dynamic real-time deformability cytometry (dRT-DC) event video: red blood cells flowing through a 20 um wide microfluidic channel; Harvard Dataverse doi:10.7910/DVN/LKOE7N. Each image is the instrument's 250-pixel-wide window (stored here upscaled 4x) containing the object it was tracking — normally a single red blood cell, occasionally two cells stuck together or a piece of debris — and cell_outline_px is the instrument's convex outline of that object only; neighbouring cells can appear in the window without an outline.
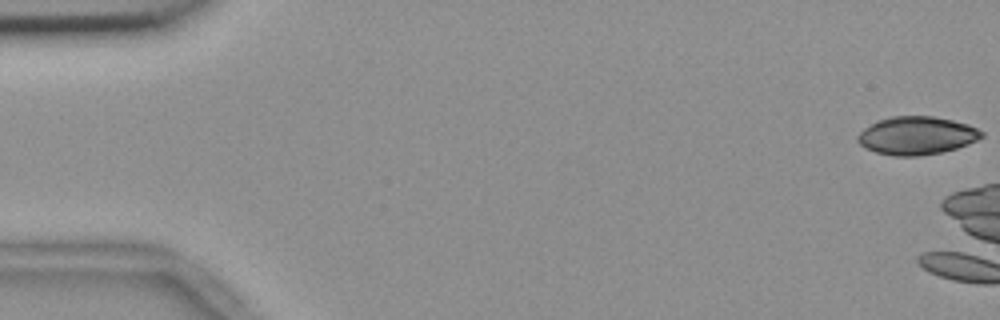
{"species": "common noctule bat (a hibernating species)", "species_latin": "Nyctalus noctula", "temperature_condition": "room temperature", "stored_images_in_passage": 6, "camera_frame_rate_fps": 3000, "um_per_image_px": 0.085, "animal": {"sex": "female", "body_mass_g": 18.4}, "frame": {"image": 1, "passage_image": 1, "time_ms": 0.0, "image_size_px": [1000, 320], "cell_outline_px": [[984, 136], [968, 144], [944, 152], [916, 156], [892, 156], [876, 152], [864, 148], [856, 140], [856, 136], [864, 128], [876, 120], [892, 116], [932, 116], [952, 120], [968, 124], [984, 132]], "centroid_in_image_um": [77.89, 11.52], "position_along_channel_um": 7.1, "area_um2": 27.69}}